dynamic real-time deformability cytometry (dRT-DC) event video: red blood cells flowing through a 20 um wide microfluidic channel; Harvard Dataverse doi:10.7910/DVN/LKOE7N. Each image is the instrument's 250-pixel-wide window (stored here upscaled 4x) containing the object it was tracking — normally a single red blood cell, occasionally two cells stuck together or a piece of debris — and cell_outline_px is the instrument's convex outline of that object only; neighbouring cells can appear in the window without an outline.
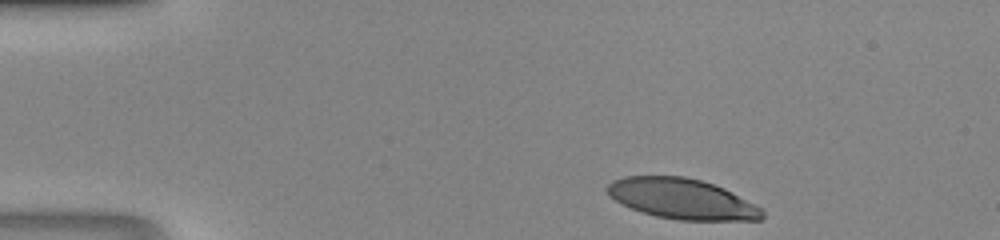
{"species": "human", "species_latin": "Homo sapiens", "temperature_condition": "room temperature", "stored_images_in_passage": 39, "camera_frame_rate_fps": 3000, "um_per_image_px": 0.085, "donor": {"sex": "male"}, "frame": {"image": 1, "passage_image": 1, "time_ms": 0.0, "image_size_px": [1000, 240], "cell_outline_px": [[764, 220], [680, 220], [656, 216], [620, 204], [608, 196], [604, 188], [612, 180], [624, 176], [684, 176], [700, 180], [724, 188], [764, 208]], "centroid_in_image_um": [57.96, 16.9], "position_along_channel_um": 27.0, "area_um2": 36.76}}
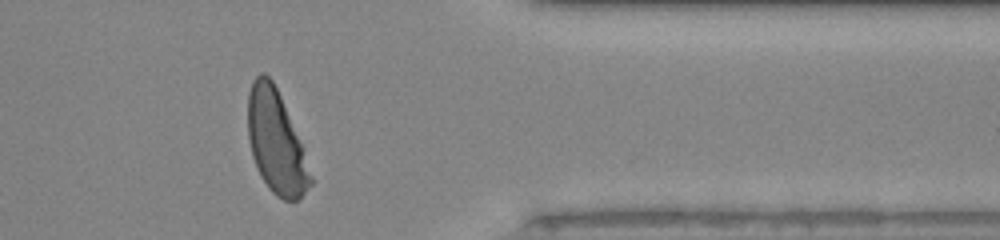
{"frame": {"image": 2, "passage_image": 31, "time_ms": 10.0, "image_size_px": [1000, 240], "cell_outline_px": [[312, 184], [296, 200], [284, 200], [276, 196], [268, 188], [260, 176], [256, 168], [252, 156], [248, 136], [248, 92], [252, 80], [260, 72], [264, 72], [272, 80], [280, 96], [300, 144], [312, 176]], "centroid_in_image_um": [23.41, 12.07], "position_along_channel_um": 388.0, "area_um2": 36.82}}
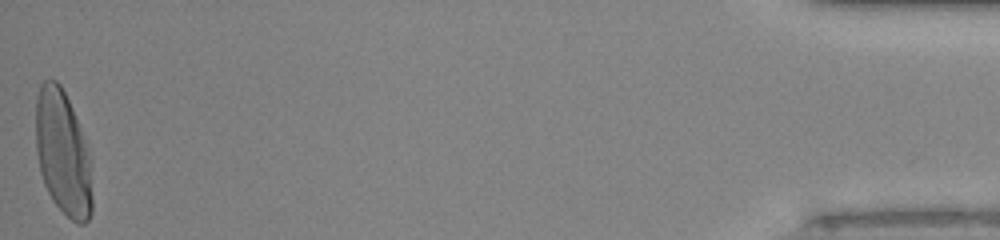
{"frame": {"image": 3, "passage_image": 39, "time_ms": 12.667, "image_size_px": [1000, 240], "cell_outline_px": [[92, 212], [88, 220], [84, 224], [76, 224], [52, 200], [44, 184], [40, 172], [36, 152], [36, 96], [40, 84], [44, 80], [56, 80], [60, 84], [68, 100], [88, 148], [92, 196]], "centroid_in_image_um": [5.33, 13.02], "position_along_channel_um": 429.9, "area_um2": 40.81}}